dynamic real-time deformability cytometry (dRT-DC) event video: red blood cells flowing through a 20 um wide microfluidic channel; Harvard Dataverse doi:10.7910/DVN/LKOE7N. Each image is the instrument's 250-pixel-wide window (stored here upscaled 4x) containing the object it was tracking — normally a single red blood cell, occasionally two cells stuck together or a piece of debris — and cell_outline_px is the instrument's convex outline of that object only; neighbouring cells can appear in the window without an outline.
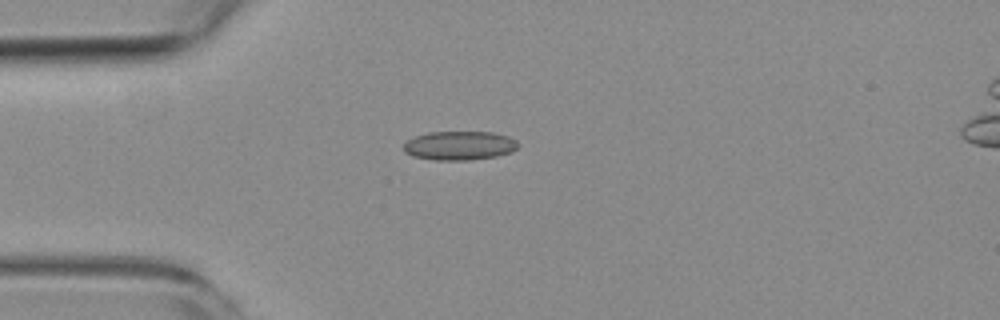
{"species": "common noctule bat (a hibernating species)", "species_latin": "Nyctalus noctula", "temperature_condition": "room temperature", "stored_images_in_passage": 6, "camera_frame_rate_fps": 3000, "um_per_image_px": 0.085, "animal": {"sex": "female", "body_mass_g": 19.3, "forearm_length_mm": 54.1}, "frame": {"image": 1, "passage_image": 2, "time_ms": 1.333, "image_size_px": [1000, 320], "cell_outline_px": [[516, 148], [512, 152], [496, 156], [468, 160], [432, 160], [412, 156], [404, 152], [404, 144], [408, 140], [416, 136], [428, 132], [492, 132], [508, 136], [516, 140]], "centroid_in_image_um": [39.03, 12.38], "position_along_channel_um": 46.0, "area_um2": 19.25}}
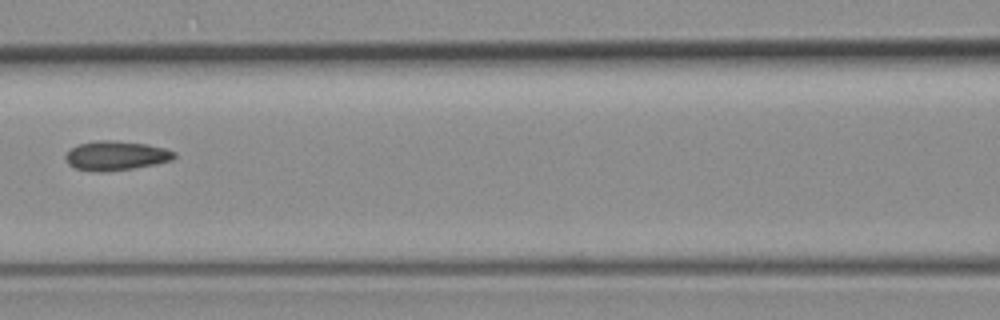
{"frame": {"image": 2, "passage_image": 5, "time_ms": 4.667, "image_size_px": [1000, 320], "cell_outline_px": [[176, 156], [172, 160], [156, 164], [132, 168], [104, 172], [96, 172], [72, 168], [68, 164], [64, 156], [72, 148], [80, 144], [96, 140], [112, 140], [148, 144], [164, 148], [176, 152]], "centroid_in_image_um": [9.85, 13.23], "position_along_channel_um": 156.8, "area_um2": 18.67}}
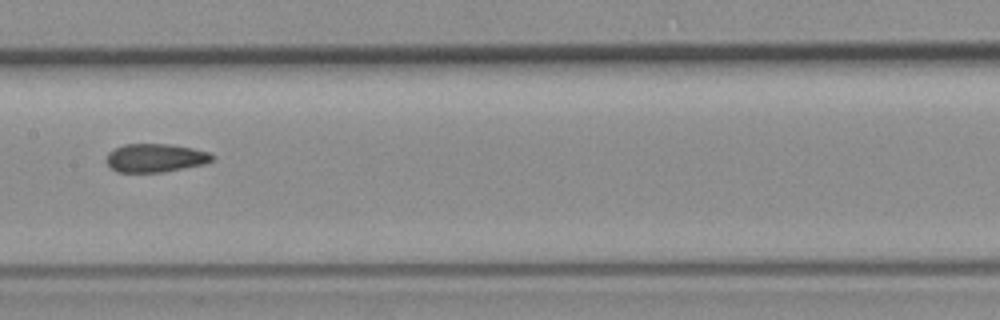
{"frame": {"image": 3, "passage_image": 6, "time_ms": 5.667, "image_size_px": [1000, 320], "cell_outline_px": [[212, 160], [204, 164], [164, 172], [116, 172], [108, 164], [108, 152], [124, 144], [168, 144], [192, 148], [212, 152]], "centroid_in_image_um": [13.23, 13.42], "position_along_channel_um": 194.2, "area_um2": 17.4}}